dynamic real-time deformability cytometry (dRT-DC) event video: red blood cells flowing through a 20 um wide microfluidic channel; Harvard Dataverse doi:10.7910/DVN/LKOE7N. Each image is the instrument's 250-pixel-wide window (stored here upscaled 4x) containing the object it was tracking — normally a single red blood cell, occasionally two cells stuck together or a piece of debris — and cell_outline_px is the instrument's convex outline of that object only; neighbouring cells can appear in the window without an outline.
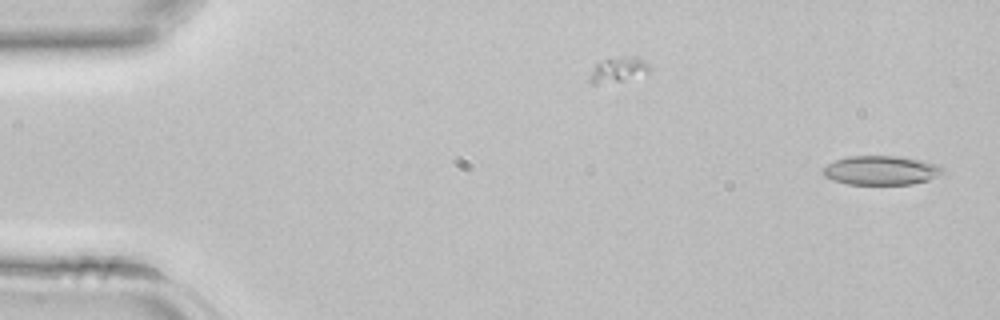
{"species": "common noctule bat (a hibernating species)", "species_latin": "Nyctalus noctula", "temperature_condition": "room temperature", "stored_images_in_passage": 41, "camera_frame_rate_fps": 3000, "um_per_image_px": 0.085, "animal": {"sex": "female", "body_mass_g": 22.7, "forearm_length_mm": 54.2}, "frame": {"image": 1, "passage_image": 1, "time_ms": 0.0, "image_size_px": [1000, 320], "cell_outline_px": [[944, 172], [940, 176], [928, 180], [912, 184], [848, 184], [832, 180], [824, 176], [820, 172], [828, 164], [836, 160], [848, 156], [904, 156], [924, 160], [936, 164], [944, 168]], "centroid_in_image_um": [74.92, 14.47], "position_along_channel_um": 10.1, "area_um2": 20.58}}
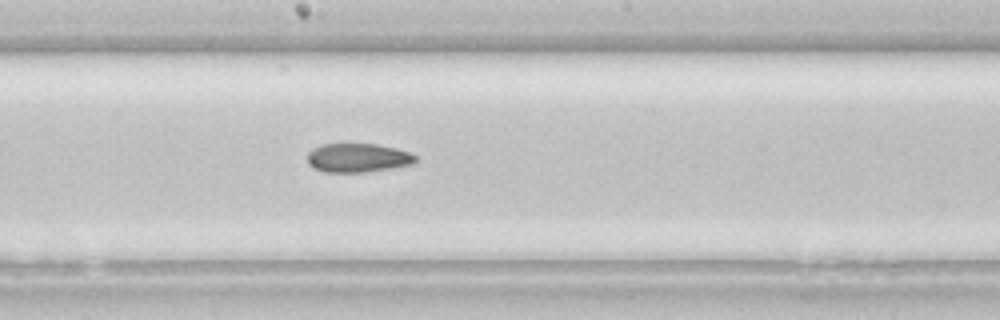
{"frame": {"image": 2, "passage_image": 22, "time_ms": 7.0, "image_size_px": [1000, 320], "cell_outline_px": [[416, 164], [368, 172], [324, 172], [312, 168], [308, 164], [308, 152], [312, 148], [320, 144], [376, 144], [396, 148], [408, 152], [416, 156]], "centroid_in_image_um": [30.4, 13.42], "position_along_channel_um": 217.8, "area_um2": 18.44}}
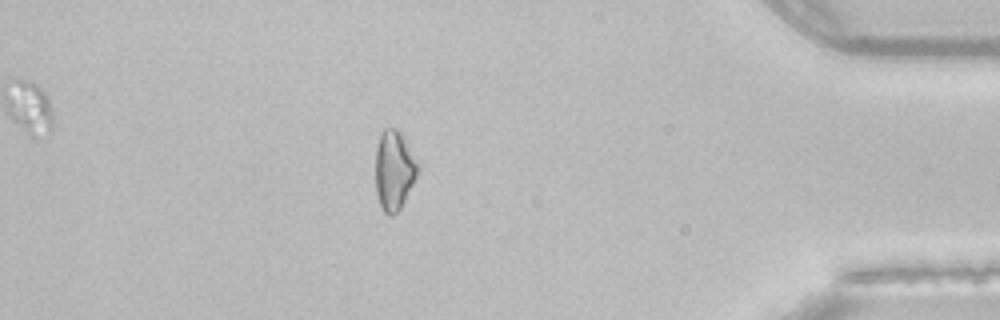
{"frame": {"image": 3, "passage_image": 36, "time_ms": 11.667, "image_size_px": [1000, 320], "cell_outline_px": [[420, 168], [400, 208], [392, 216], [388, 216], [384, 212], [380, 204], [376, 192], [376, 148], [380, 132], [384, 128], [396, 128], [404, 136]], "centroid_in_image_um": [33.48, 14.44], "position_along_channel_um": 401.7, "area_um2": 19.48}}